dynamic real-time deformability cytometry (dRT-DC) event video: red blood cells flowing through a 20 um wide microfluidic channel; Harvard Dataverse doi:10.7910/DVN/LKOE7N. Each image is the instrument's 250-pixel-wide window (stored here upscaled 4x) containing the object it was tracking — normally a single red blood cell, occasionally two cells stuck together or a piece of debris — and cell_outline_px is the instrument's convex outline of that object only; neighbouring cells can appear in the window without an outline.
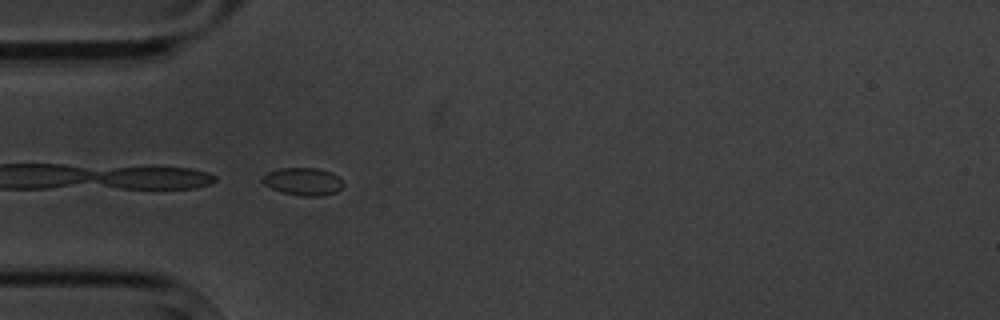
{"species": "common noctule bat (a hibernating species)", "species_latin": "Nyctalus noctula", "temperature_condition": "cold", "stored_images_in_passage": 5, "camera_frame_rate_fps": 3000, "um_per_image_px": 0.085, "animal": {"sex": "male", "body_mass_g": 20.1, "forearm_length_mm": 53.5}, "frame": {"image": 1, "passage_image": 5, "time_ms": 5.0, "image_size_px": [1000, 320], "cell_outline_px": [[344, 184], [336, 192], [320, 196], [304, 196], [280, 192], [264, 184], [260, 180], [260, 176], [268, 172], [280, 168], [316, 168], [332, 172]], "centroid_in_image_um": [25.71, 15.42], "position_along_channel_um": 59.3, "area_um2": 13.01}}